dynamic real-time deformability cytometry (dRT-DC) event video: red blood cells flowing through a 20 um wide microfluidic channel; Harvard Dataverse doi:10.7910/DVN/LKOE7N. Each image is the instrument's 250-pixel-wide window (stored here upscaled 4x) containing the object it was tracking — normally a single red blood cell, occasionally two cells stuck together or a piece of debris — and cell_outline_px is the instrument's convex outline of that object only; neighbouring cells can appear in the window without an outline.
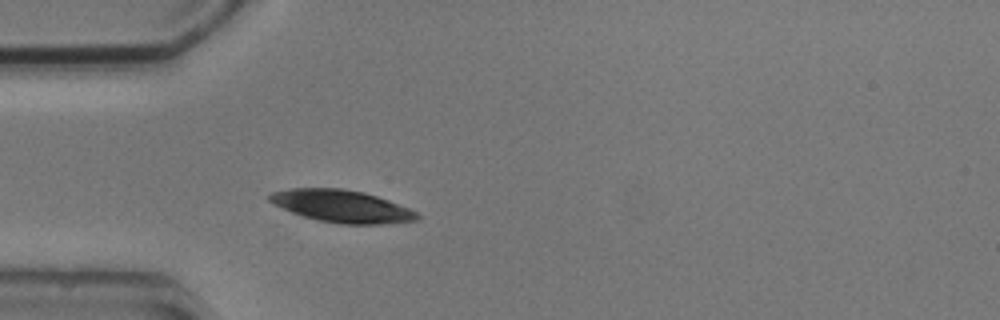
{"species": "common noctule bat (a hibernating species)", "species_latin": "Nyctalus noctula", "temperature_condition": "cold", "stored_images_in_passage": 1, "camera_frame_rate_fps": 3000, "um_per_image_px": 0.085, "animal": {"sex": "male", "body_mass_g": 20.5, "forearm_length_mm": 52.5}, "frame": {"image": 1, "passage_image": 1, "time_ms": 0.0, "image_size_px": [1000, 320], "cell_outline_px": [[420, 216], [416, 220], [380, 224], [340, 224], [300, 216], [272, 204], [268, 200], [268, 196], [272, 192], [288, 188], [344, 188], [364, 192], [388, 200], [408, 208], [416, 212]], "centroid_in_image_um": [28.99, 17.52], "position_along_channel_um": 56.0, "area_um2": 27.8}}